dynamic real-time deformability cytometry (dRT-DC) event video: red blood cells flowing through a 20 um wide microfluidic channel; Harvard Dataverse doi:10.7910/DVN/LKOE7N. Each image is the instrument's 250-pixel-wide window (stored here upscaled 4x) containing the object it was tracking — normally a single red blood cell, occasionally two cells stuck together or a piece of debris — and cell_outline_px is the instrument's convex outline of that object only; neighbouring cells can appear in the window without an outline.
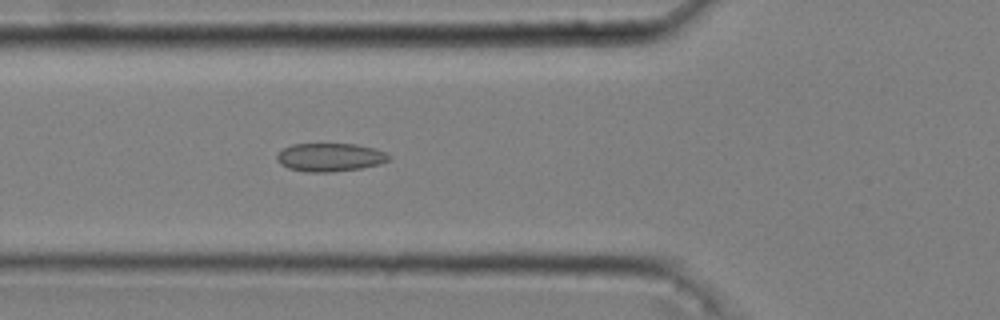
{"species": "common noctule bat (a hibernating species)", "species_latin": "Nyctalus noctula", "temperature_condition": "cold", "stored_images_in_passage": 42, "camera_frame_rate_fps": 3000, "um_per_image_px": 0.085, "animal": {"sex": "male", "body_mass_g": 20.4}, "frame": {"image": 1, "passage_image": 9, "time_ms": 2.667, "image_size_px": [1000, 320], "cell_outline_px": [[392, 156], [388, 160], [380, 164], [360, 168], [332, 172], [304, 172], [288, 168], [280, 164], [276, 160], [276, 156], [284, 148], [292, 144], [356, 144], [388, 152]], "centroid_in_image_um": [28.06, 13.37], "position_along_channel_um": 97.7, "area_um2": 18.55}}
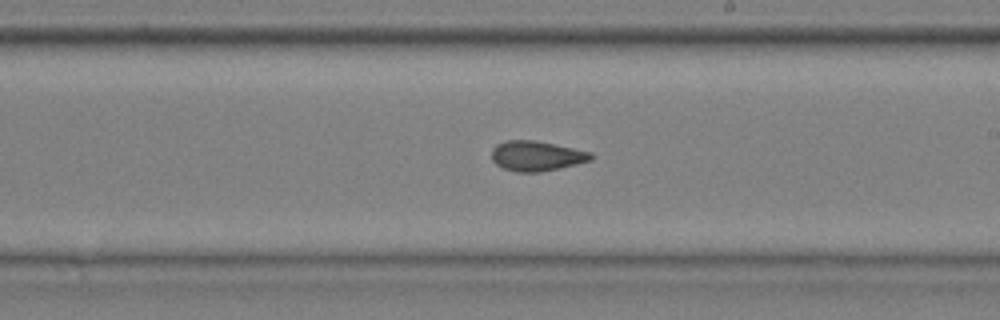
{"frame": {"image": 2, "passage_image": 21, "time_ms": 6.667, "image_size_px": [1000, 320], "cell_outline_px": [[596, 156], [592, 160], [560, 168], [540, 172], [516, 172], [504, 168], [496, 164], [492, 160], [492, 148], [496, 144], [508, 140], [536, 140], [592, 152]], "centroid_in_image_um": [45.63, 13.25], "position_along_channel_um": 243.4, "area_um2": 17.51}}
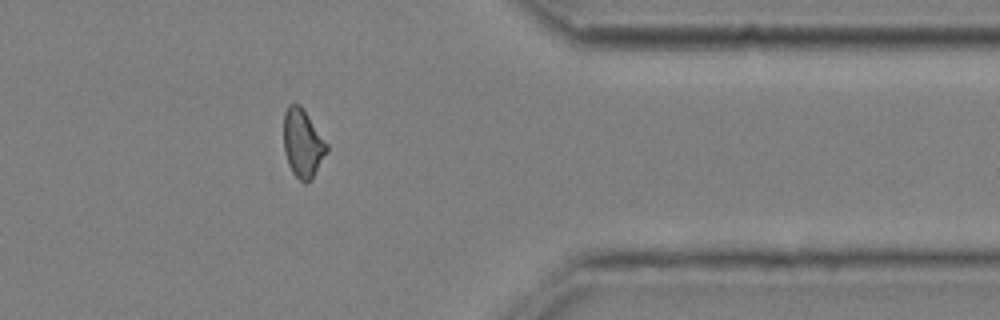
{"frame": {"image": 3, "passage_image": 34, "time_ms": 11.0, "image_size_px": [1000, 320], "cell_outline_px": [[328, 152], [312, 176], [304, 184], [292, 172], [288, 164], [284, 152], [284, 112], [288, 104], [300, 104], [328, 144]], "centroid_in_image_um": [25.72, 12.16], "position_along_channel_um": 385.7, "area_um2": 16.99}, "authors_computed_cell_mechanics": {"area_um2": 17.5712, "velocity_mm_per_s": 3.6354, "shape_relaxation_time_tau1_ms": 8.493, "shape_relaxation_time_tau2_ms": 2.5974, "deformation_change_tau1": 0.1278, "deformation_change_tau2": 0.0874}}